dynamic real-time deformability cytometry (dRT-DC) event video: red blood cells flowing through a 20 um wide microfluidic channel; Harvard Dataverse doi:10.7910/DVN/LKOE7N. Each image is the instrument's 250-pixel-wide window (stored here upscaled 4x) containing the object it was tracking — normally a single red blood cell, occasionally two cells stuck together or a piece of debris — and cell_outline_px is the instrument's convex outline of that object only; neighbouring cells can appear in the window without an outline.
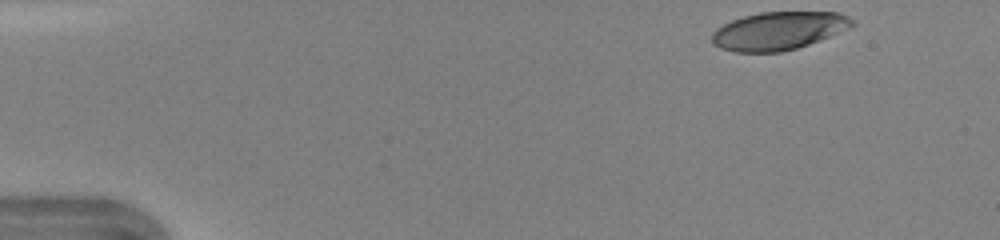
{"species": "human", "species_latin": "Homo sapiens", "temperature_condition": "warm", "stored_images_in_passage": 42, "camera_frame_rate_fps": 3000, "um_per_image_px": 0.085, "donor": {"sex": "female"}, "frame": {"image": 1, "passage_image": 1, "time_ms": 0.0, "image_size_px": [1000, 240], "cell_outline_px": [[856, 24], [848, 28], [808, 44], [796, 48], [780, 52], [736, 52], [720, 48], [712, 44], [712, 32], [716, 28], [732, 20], [744, 16], [760, 12], [840, 12], [848, 16]], "centroid_in_image_um": [66.14, 2.61], "position_along_channel_um": 18.9, "area_um2": 30.92}}
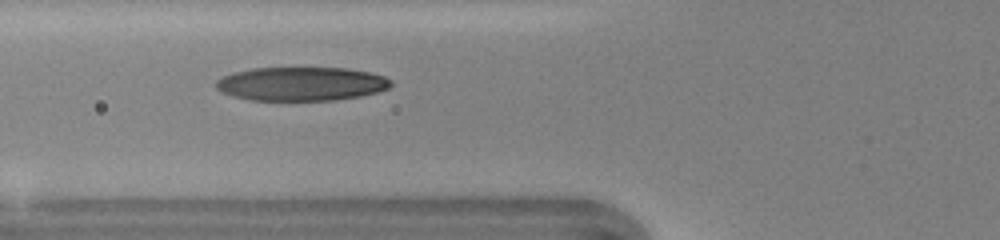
{"frame": {"image": 2, "passage_image": 14, "time_ms": 4.333, "image_size_px": [1000, 240], "cell_outline_px": [[392, 84], [388, 88], [376, 92], [360, 96], [336, 100], [252, 100], [232, 96], [216, 88], [216, 80], [232, 72], [252, 68], [348, 68], [372, 72], [384, 76], [392, 80]], "centroid_in_image_um": [25.63, 7.12], "position_along_channel_um": 100.2, "area_um2": 34.51}}
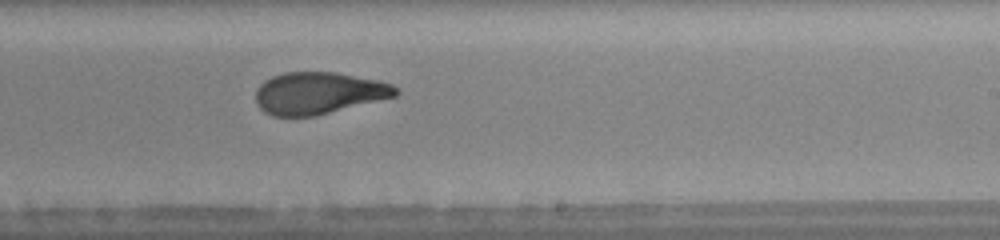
{"frame": {"image": 3, "passage_image": 25, "time_ms": 8.0, "image_size_px": [1000, 240], "cell_outline_px": [[400, 92], [396, 96], [312, 116], [272, 116], [264, 112], [256, 104], [256, 88], [264, 80], [272, 76], [284, 72], [336, 72], [380, 80], [392, 84], [400, 88]], "centroid_in_image_um": [27.08, 7.9], "position_along_channel_um": 261.9, "area_um2": 34.33}, "authors_computed_cell_mechanics": {"area_um2": 34.7667, "velocity_mm_per_s": 4.4028, "shape_relaxation_time_tau1_ms": 5.9451, "shape_relaxation_time_tau2_ms": 1.2725, "deformation_change_tau1": 0.2472, "deformation_change_tau2": 0.0882}}